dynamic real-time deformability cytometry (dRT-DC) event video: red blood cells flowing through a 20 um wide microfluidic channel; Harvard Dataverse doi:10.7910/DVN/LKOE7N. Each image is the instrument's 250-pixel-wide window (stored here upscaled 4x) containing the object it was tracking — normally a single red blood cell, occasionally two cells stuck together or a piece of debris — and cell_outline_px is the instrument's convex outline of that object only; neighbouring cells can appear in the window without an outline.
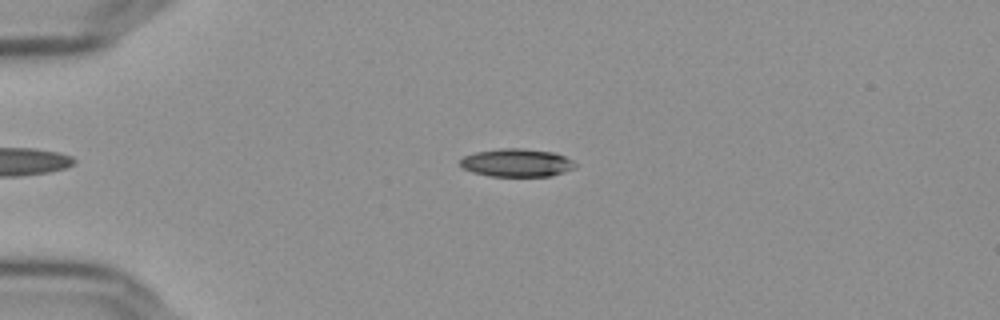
{"species": "Egyptian fruit bat (a non-hibernating species)", "species_latin": "Rousettus aegyptiacus", "temperature_condition": "cold", "stored_images_in_passage": 53, "camera_frame_rate_fps": 3000, "um_per_image_px": 0.085, "frame": {"image": 1, "passage_image": 11, "time_ms": 3.333, "image_size_px": [1000, 320], "cell_outline_px": [[576, 168], [552, 176], [488, 176], [472, 172], [464, 168], [460, 164], [460, 160], [464, 156], [476, 152], [500, 148], [524, 148], [552, 152], [564, 156], [572, 160], [576, 164]], "centroid_in_image_um": [43.93, 13.83], "position_along_channel_um": 41.1, "area_um2": 18.84}}
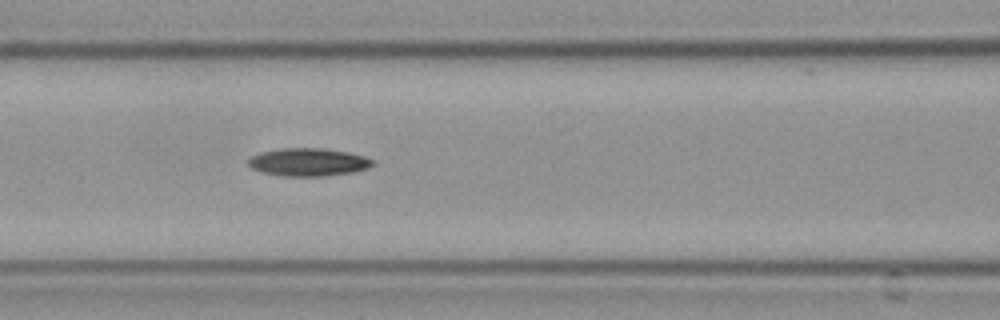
{"frame": {"image": 2, "passage_image": 22, "time_ms": 7.0, "image_size_px": [1000, 320], "cell_outline_px": [[372, 164], [368, 168], [352, 172], [324, 176], [284, 176], [264, 172], [252, 168], [248, 164], [248, 160], [252, 156], [260, 152], [280, 148], [320, 148], [348, 152], [364, 156], [372, 160]], "centroid_in_image_um": [26.19, 13.77], "position_along_channel_um": 140.4, "area_um2": 20.0}}
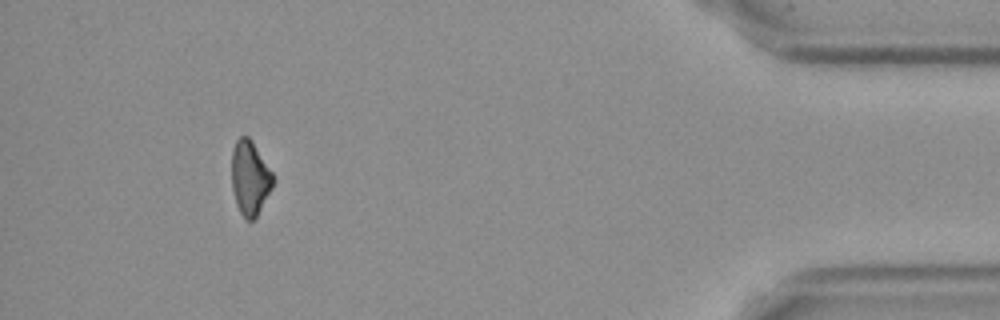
{"frame": {"image": 3, "passage_image": 49, "time_ms": 16.0, "image_size_px": [1000, 320], "cell_outline_px": [[276, 180], [272, 188], [256, 216], [252, 220], [248, 220], [240, 212], [236, 204], [232, 188], [232, 148], [236, 140], [240, 136], [248, 136], [252, 140], [276, 176]], "centroid_in_image_um": [21.27, 15.07], "position_along_channel_um": 413.9, "area_um2": 18.09}}